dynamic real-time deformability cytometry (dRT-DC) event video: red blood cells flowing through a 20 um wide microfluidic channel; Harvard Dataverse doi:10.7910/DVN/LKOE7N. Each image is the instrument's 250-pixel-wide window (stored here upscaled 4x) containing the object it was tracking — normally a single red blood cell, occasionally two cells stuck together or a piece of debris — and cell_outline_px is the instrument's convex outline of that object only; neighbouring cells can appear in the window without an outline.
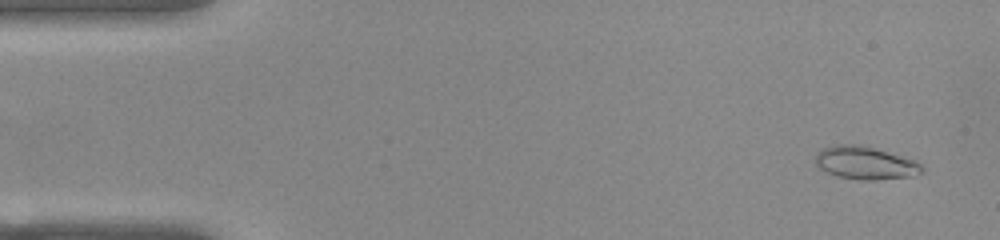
{"species": "common noctule bat (a hibernating species)", "species_latin": "Nyctalus noctula", "temperature_condition": "warm", "stored_images_in_passage": 53, "camera_frame_rate_fps": 3000, "um_per_image_px": 0.085, "animal": {"sex": "female", "body_mass_g": 22.0, "forearm_length_mm": 56.7}, "frame": {"image": 1, "passage_image": 3, "time_ms": 0.667, "image_size_px": [1000, 240], "cell_outline_px": [[924, 172], [912, 176], [876, 180], [860, 180], [836, 176], [820, 168], [816, 164], [816, 156], [824, 148], [836, 144], [856, 144], [872, 148], [916, 160], [924, 168]], "centroid_in_image_um": [73.58, 13.86], "position_along_channel_um": 11.4, "area_um2": 20.17}}
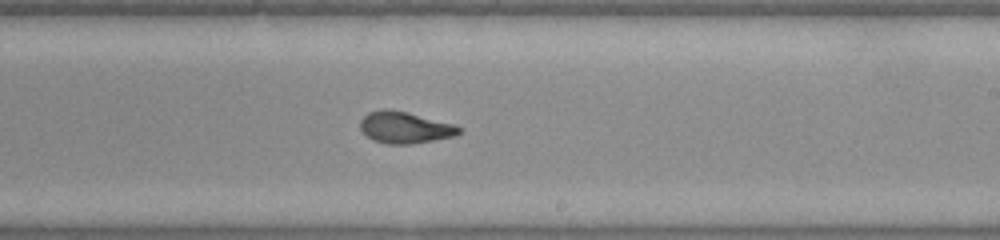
{"frame": {"image": 2, "passage_image": 31, "time_ms": 10.0, "image_size_px": [1000, 240], "cell_outline_px": [[460, 132], [456, 136], [412, 144], [384, 144], [372, 140], [360, 128], [360, 120], [368, 112], [384, 108], [388, 108], [408, 112], [456, 124], [460, 128]], "centroid_in_image_um": [34.42, 10.83], "position_along_channel_um": 254.6, "area_um2": 18.44}}
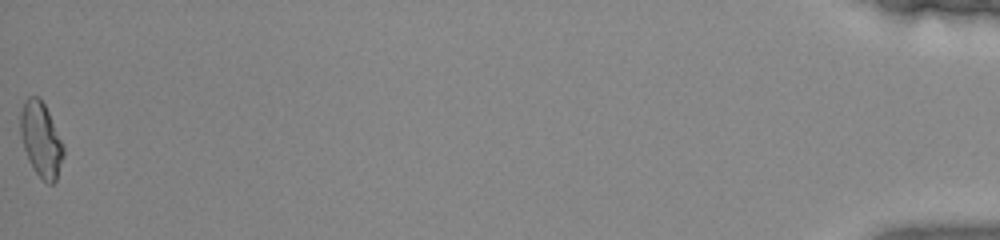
{"frame": {"image": 3, "passage_image": 53, "time_ms": 17.333, "image_size_px": [1000, 240], "cell_outline_px": [[64, 156], [56, 180], [52, 184], [48, 184], [32, 168], [28, 160], [24, 148], [20, 132], [20, 112], [24, 100], [28, 96], [40, 96], [48, 112], [64, 148]], "centroid_in_image_um": [3.47, 11.85], "position_along_channel_um": 431.7, "area_um2": 18.61}, "authors_computed_cell_mechanics": {"area_um2": 18.4382, "velocity_mm_per_s": 3.8671, "shape_relaxation_time_tau1_ms": 6.7266, "shape_relaxation_time_tau2_ms": 1.3197, "deformation_change_tau1": 0.2508, "deformation_change_tau2": 0.0828}}